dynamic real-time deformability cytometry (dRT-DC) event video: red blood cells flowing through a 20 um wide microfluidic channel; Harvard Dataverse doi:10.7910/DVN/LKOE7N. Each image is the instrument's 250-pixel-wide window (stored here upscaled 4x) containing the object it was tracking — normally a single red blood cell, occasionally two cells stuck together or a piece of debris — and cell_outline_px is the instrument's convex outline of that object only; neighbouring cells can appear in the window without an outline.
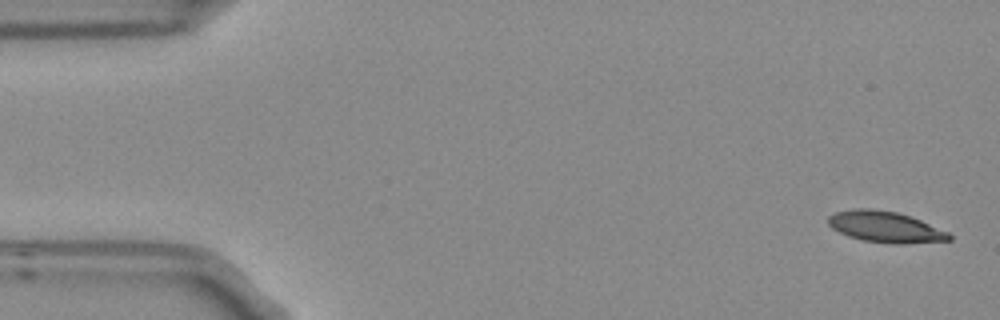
{"species": "Egyptian fruit bat (a non-hibernating species)", "species_latin": "Rousettus aegyptiacus", "temperature_condition": "room temperature", "stored_images_in_passage": 6, "camera_frame_rate_fps": 3000, "um_per_image_px": 0.085, "frame": {"image": 1, "passage_image": 1, "time_ms": 0.0, "image_size_px": [1000, 320], "cell_outline_px": [[952, 240], [904, 244], [896, 244], [860, 240], [848, 236], [832, 228], [828, 224], [828, 216], [836, 212], [852, 208], [872, 208], [896, 212], [920, 220], [948, 232], [952, 236]], "centroid_in_image_um": [75.23, 19.29], "position_along_channel_um": 9.8, "area_um2": 21.91}}
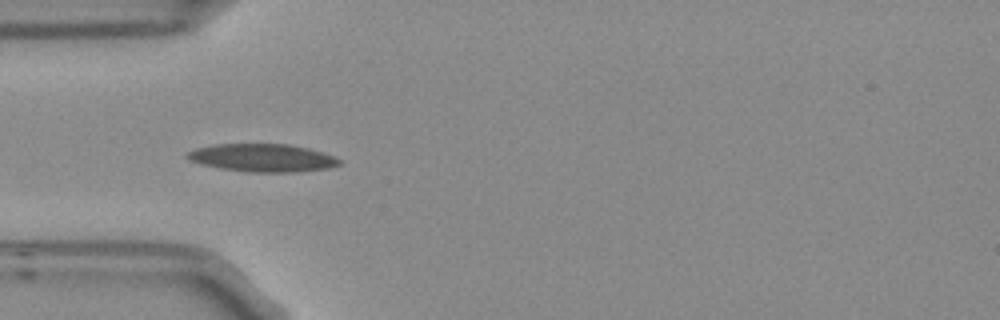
{"frame": {"image": 2, "passage_image": 5, "time_ms": 1.333, "image_size_px": [1000, 320], "cell_outline_px": [[344, 160], [340, 164], [328, 168], [292, 172], [252, 172], [220, 168], [200, 164], [188, 160], [184, 156], [188, 152], [196, 148], [216, 144], [288, 144], [308, 148]], "centroid_in_image_um": [22.28, 13.41], "position_along_channel_um": 62.7, "area_um2": 24.62}}
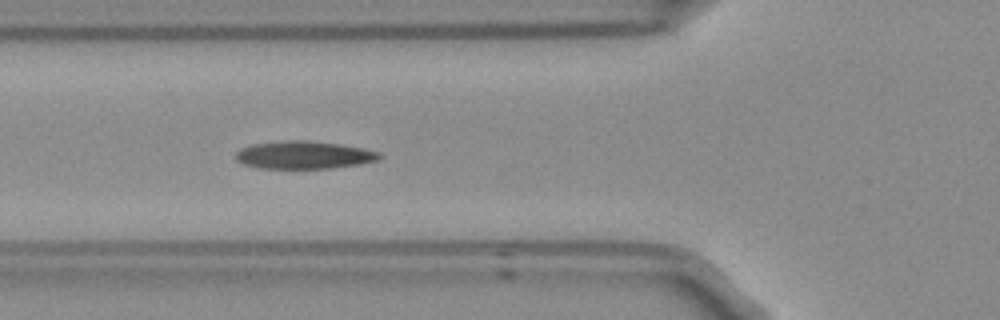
{"frame": {"image": 3, "passage_image": 6, "time_ms": 1.667, "image_size_px": [1000, 320], "cell_outline_px": [[380, 160], [360, 164], [328, 168], [260, 168], [244, 164], [236, 160], [236, 152], [240, 148], [252, 144], [284, 140], [308, 140], [340, 144], [364, 148], [380, 152]], "centroid_in_image_um": [25.84, 13.16], "position_along_channel_um": 100.0, "area_um2": 23.29}}